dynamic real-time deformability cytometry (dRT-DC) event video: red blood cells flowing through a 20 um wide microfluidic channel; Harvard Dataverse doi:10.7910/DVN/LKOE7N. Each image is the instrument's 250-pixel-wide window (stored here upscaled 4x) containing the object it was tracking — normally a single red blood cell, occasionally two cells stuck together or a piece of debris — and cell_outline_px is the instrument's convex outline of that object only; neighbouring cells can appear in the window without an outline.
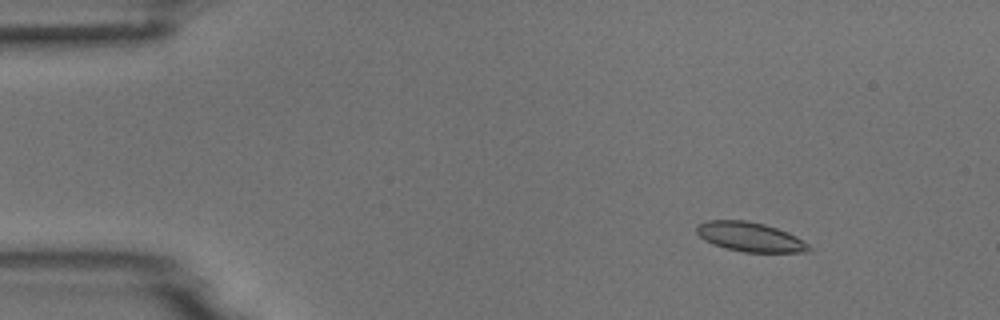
{"species": "common noctule bat (a hibernating species)", "species_latin": "Nyctalus noctula", "temperature_condition": "room temperature", "stored_images_in_passage": 6, "camera_frame_rate_fps": 3000, "um_per_image_px": 0.085, "animal": {"sex": "male", "body_mass_g": 18.8}, "frame": {"image": 1, "passage_image": 2, "time_ms": 1.0, "image_size_px": [1000, 320], "cell_outline_px": [[812, 248], [808, 252], [744, 252], [712, 244], [704, 240], [696, 232], [696, 228], [700, 224], [708, 220], [744, 220], [764, 224], [788, 232], [796, 236], [808, 244]], "centroid_in_image_um": [63.77, 20.14], "position_along_channel_um": 21.2, "area_um2": 19.07}}
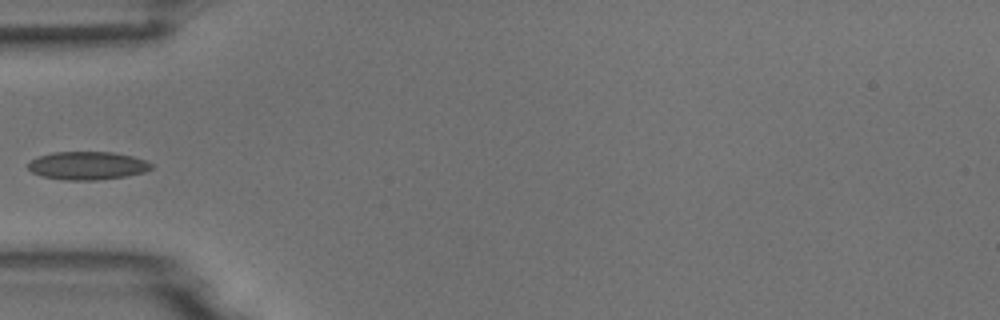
{"frame": {"image": 2, "passage_image": 5, "time_ms": 4.667, "image_size_px": [1000, 320], "cell_outline_px": [[152, 168], [144, 172], [128, 176], [100, 180], [64, 180], [40, 176], [32, 172], [28, 168], [28, 164], [36, 156], [52, 152], [112, 152], [132, 156], [144, 160], [152, 164]], "centroid_in_image_um": [7.41, 14.08], "position_along_channel_um": 77.6, "area_um2": 20.35}}